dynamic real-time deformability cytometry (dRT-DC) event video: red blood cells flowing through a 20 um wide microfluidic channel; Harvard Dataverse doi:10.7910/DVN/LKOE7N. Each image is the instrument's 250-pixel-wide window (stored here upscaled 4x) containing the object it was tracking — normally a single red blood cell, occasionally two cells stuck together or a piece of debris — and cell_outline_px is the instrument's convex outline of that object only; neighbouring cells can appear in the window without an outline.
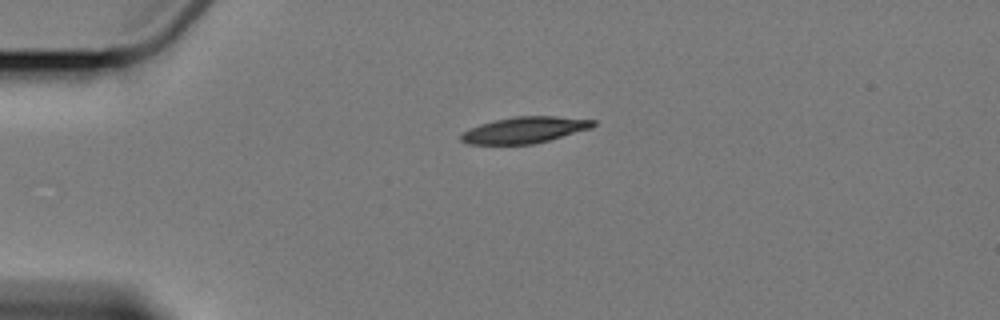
{"species": "Egyptian fruit bat (a non-hibernating species)", "species_latin": "Rousettus aegyptiacus", "temperature_condition": "cold", "stored_images_in_passage": 3, "camera_frame_rate_fps": 3000, "um_per_image_px": 0.085, "animal": {"sex": "female"}, "frame": {"image": 1, "passage_image": 1, "time_ms": 0.0, "image_size_px": [1000, 320], "cell_outline_px": [[596, 124], [592, 128], [548, 140], [532, 144], [468, 144], [460, 140], [460, 136], [464, 132], [480, 124], [492, 120], [512, 116], [556, 116], [596, 120]], "centroid_in_image_um": [44.6, 11.03], "position_along_channel_um": 40.4, "area_um2": 20.17}}